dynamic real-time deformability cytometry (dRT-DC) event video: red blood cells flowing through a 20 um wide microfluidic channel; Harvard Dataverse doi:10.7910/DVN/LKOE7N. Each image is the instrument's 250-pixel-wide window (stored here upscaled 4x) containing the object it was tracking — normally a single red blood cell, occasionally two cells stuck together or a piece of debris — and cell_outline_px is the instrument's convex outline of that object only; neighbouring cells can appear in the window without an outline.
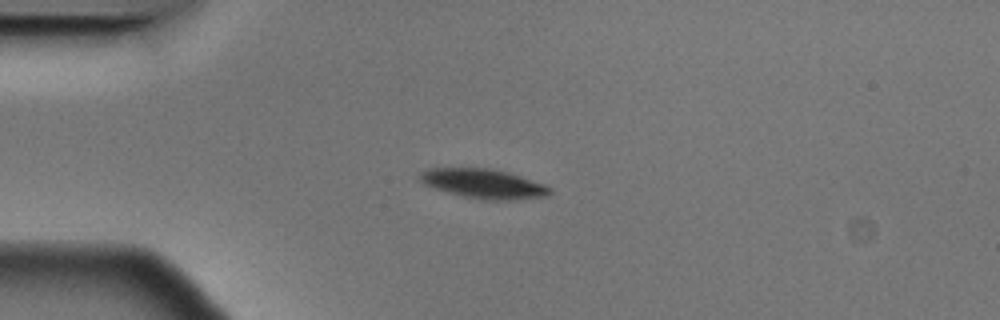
{"species": "Egyptian fruit bat (a non-hibernating species)", "species_latin": "Rousettus aegyptiacus", "temperature_condition": "cold", "stored_images_in_passage": 3, "camera_frame_rate_fps": 3000, "um_per_image_px": 0.085, "animal": {"sex": "male"}, "frame": {"image": 1, "passage_image": 1, "time_ms": 0.0, "image_size_px": [1000, 320], "cell_outline_px": [[552, 192], [548, 196], [516, 200], [488, 200], [464, 196], [448, 192], [424, 184], [416, 180], [420, 172], [428, 168], [492, 168], [508, 172], [544, 184], [552, 188]], "centroid_in_image_um": [41.1, 15.61], "position_along_channel_um": 43.9, "area_um2": 22.43}}